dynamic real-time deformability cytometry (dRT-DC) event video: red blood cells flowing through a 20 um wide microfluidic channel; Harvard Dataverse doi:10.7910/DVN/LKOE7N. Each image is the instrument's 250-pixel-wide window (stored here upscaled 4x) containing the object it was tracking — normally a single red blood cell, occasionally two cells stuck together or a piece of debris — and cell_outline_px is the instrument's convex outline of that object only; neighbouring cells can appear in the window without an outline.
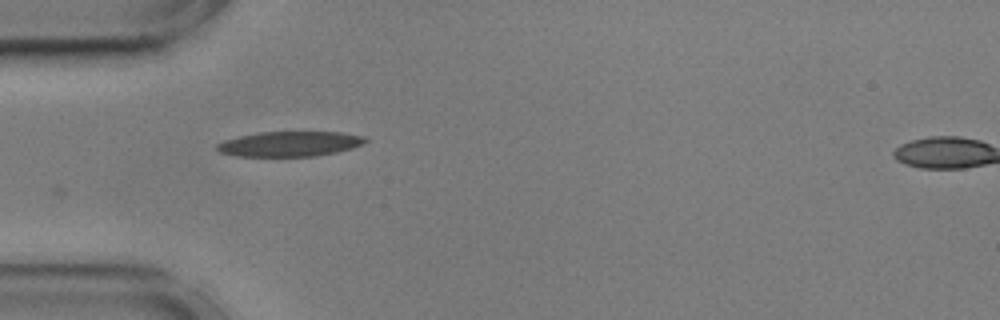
{"species": "common noctule bat (a hibernating species)", "species_latin": "Nyctalus noctula", "temperature_condition": "cold", "stored_images_in_passage": 40, "camera_frame_rate_fps": 3000, "um_per_image_px": 0.085, "animal": {"sex": "male", "body_mass_g": 17.9, "forearm_length_mm": 54.2}, "frame": {"image": 1, "passage_image": 1, "time_ms": 0.0, "image_size_px": [1000, 320], "cell_outline_px": [[368, 140], [364, 144], [352, 148], [336, 152], [316, 156], [236, 156], [220, 152], [216, 148], [216, 144], [224, 140], [256, 132], [340, 132], [364, 136]], "centroid_in_image_um": [24.64, 12.23], "position_along_channel_um": 60.4, "area_um2": 21.68}}
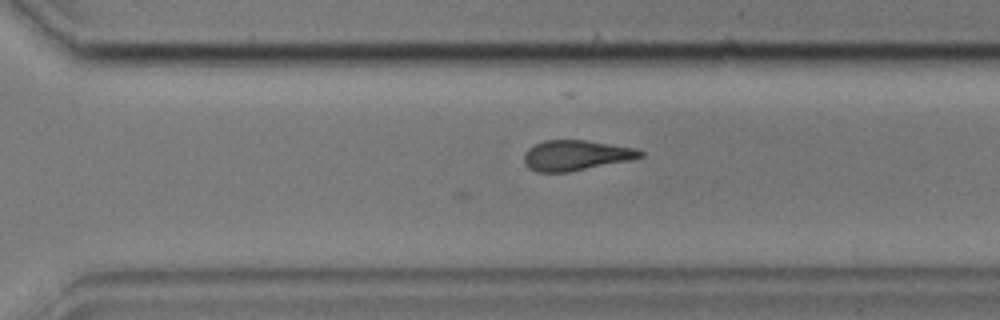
{"frame": {"image": 2, "passage_image": 23, "time_ms": 7.333, "image_size_px": [1000, 320], "cell_outline_px": [[644, 156], [628, 160], [568, 172], [536, 172], [528, 168], [524, 160], [524, 152], [528, 148], [544, 140], [584, 140], [636, 148], [644, 152]], "centroid_in_image_um": [48.92, 13.2], "position_along_channel_um": 321.7, "area_um2": 20.35}}
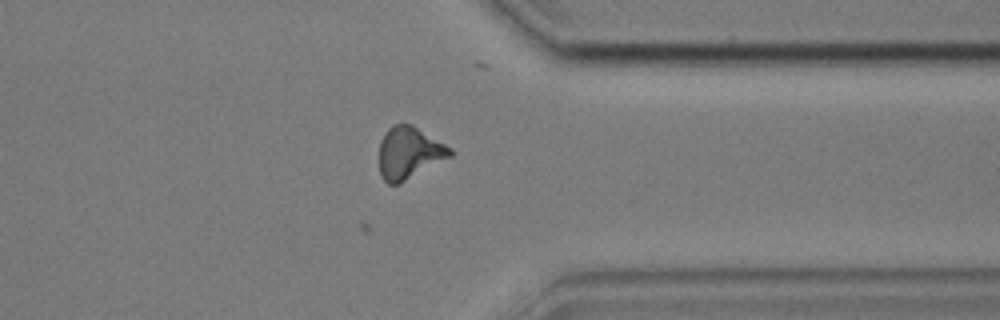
{"frame": {"image": 3, "passage_image": 28, "time_ms": 9.0, "image_size_px": [1000, 320], "cell_outline_px": [[452, 156], [400, 184], [388, 184], [380, 176], [380, 140], [388, 128], [392, 124], [412, 124], [452, 148]], "centroid_in_image_um": [34.78, 13.0], "position_along_channel_um": 376.6, "area_um2": 21.62}, "authors_computed_cell_mechanics": {"area_um2": 20.519, "velocity_mm_per_s": 3.5915, "shape_relaxation_time_tau1_ms": null, "shape_relaxation_time_tau2_ms": 2.9724, "deformation_change_tau1": null, "deformation_change_tau2": 0.0928}}